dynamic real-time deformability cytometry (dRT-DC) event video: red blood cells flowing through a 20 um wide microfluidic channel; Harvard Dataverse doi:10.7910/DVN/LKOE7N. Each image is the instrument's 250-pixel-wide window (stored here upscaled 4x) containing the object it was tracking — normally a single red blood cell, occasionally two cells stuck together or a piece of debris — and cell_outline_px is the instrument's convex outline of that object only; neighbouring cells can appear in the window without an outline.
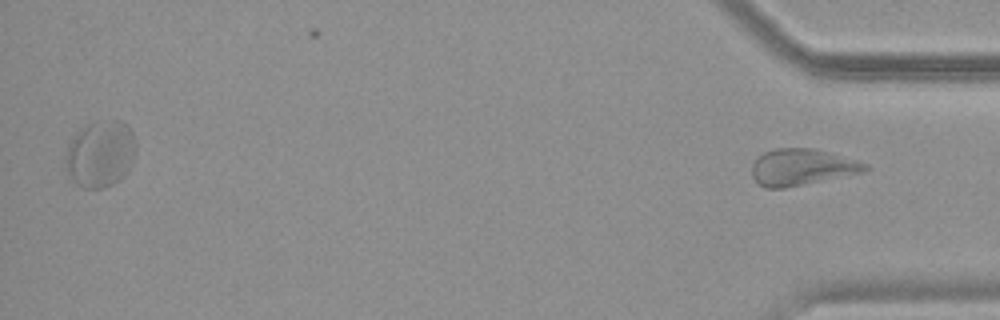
{"species": "common noctule bat (a hibernating species)", "species_latin": "Nyctalus noctula", "temperature_condition": "warm", "stored_images_in_passage": 35, "segment_of_instrument_passage": [2, 2], "camera_frame_rate_fps": 3000, "um_per_image_px": 0.085, "animal": {"sex": "female", "body_mass_g": 19.9}, "frame": {"image": 1, "passage_image": 35, "time_ms": 11.333, "image_size_px": [1000, 320], "cell_outline_px": [[868, 168], [860, 172], [784, 188], [764, 188], [752, 176], [752, 164], [764, 152], [776, 148], [812, 148], [828, 152], [856, 160], [868, 164]], "centroid_in_image_um": [68.11, 14.2], "position_along_channel_um": 367.1, "area_um2": 23.47}}